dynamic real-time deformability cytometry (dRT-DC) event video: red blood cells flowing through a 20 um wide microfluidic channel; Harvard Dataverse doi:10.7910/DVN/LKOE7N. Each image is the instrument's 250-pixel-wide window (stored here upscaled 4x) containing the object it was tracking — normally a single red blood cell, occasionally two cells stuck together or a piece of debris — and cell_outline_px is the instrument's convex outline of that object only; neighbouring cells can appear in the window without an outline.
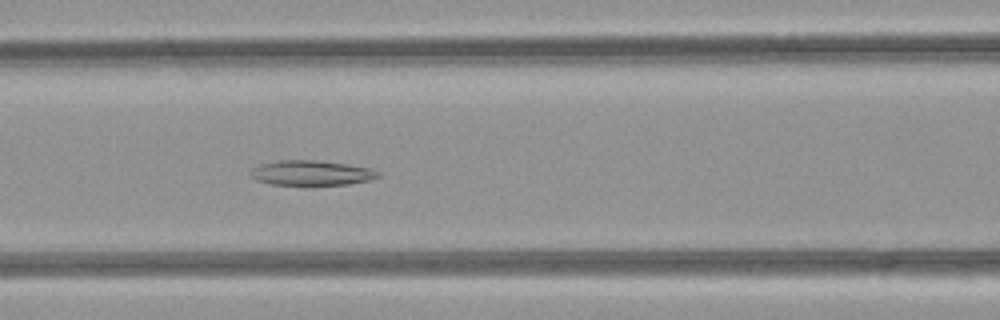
{"species": "common noctule bat (a hibernating species)", "species_latin": "Nyctalus noctula", "temperature_condition": "room temperature", "stored_images_in_passage": 42, "camera_frame_rate_fps": 3000, "um_per_image_px": 0.085, "animal": {"sex": "female", "body_mass_g": 21.9}, "frame": {"image": 1, "passage_image": 13, "time_ms": 4.0, "image_size_px": [1000, 320], "cell_outline_px": [[380, 176], [368, 180], [348, 184], [312, 188], [272, 184], [256, 180], [248, 172], [252, 168], [260, 164], [276, 160], [316, 160], [344, 164], [368, 168], [380, 172]], "centroid_in_image_um": [26.41, 14.74], "position_along_channel_um": 140.2, "area_um2": 19.31}}
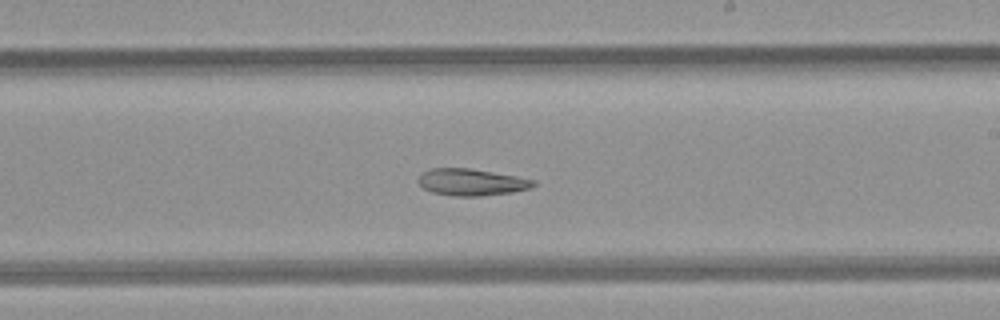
{"frame": {"image": 2, "passage_image": 21, "time_ms": 6.667, "image_size_px": [1000, 320], "cell_outline_px": [[536, 184], [532, 188], [512, 192], [480, 196], [452, 196], [432, 192], [424, 188], [416, 180], [420, 172], [432, 168], [468, 168], [516, 176], [536, 180]], "centroid_in_image_um": [40.05, 15.48], "position_along_channel_um": 248.9, "area_um2": 18.09}}
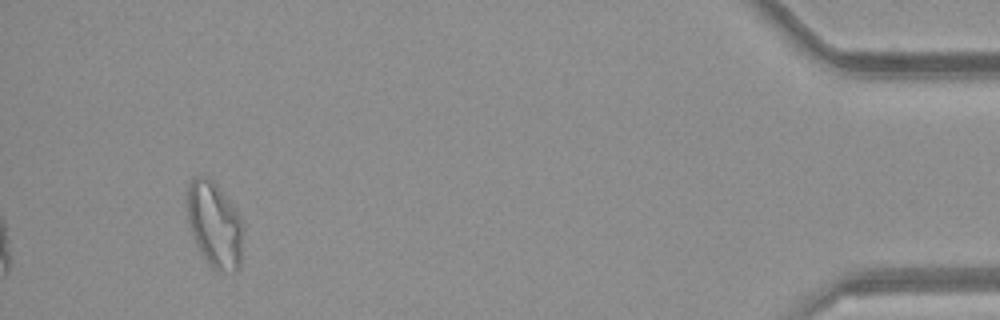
{"frame": {"image": 3, "passage_image": 39, "time_ms": 12.667, "image_size_px": [1000, 320], "cell_outline_px": [[240, 264], [236, 272], [216, 272], [208, 264], [192, 232], [188, 220], [184, 200], [188, 184], [196, 176], [208, 176], [216, 184], [240, 216]], "centroid_in_image_um": [18.18, 19.06], "position_along_channel_um": 417.0, "area_um2": 27.51}}